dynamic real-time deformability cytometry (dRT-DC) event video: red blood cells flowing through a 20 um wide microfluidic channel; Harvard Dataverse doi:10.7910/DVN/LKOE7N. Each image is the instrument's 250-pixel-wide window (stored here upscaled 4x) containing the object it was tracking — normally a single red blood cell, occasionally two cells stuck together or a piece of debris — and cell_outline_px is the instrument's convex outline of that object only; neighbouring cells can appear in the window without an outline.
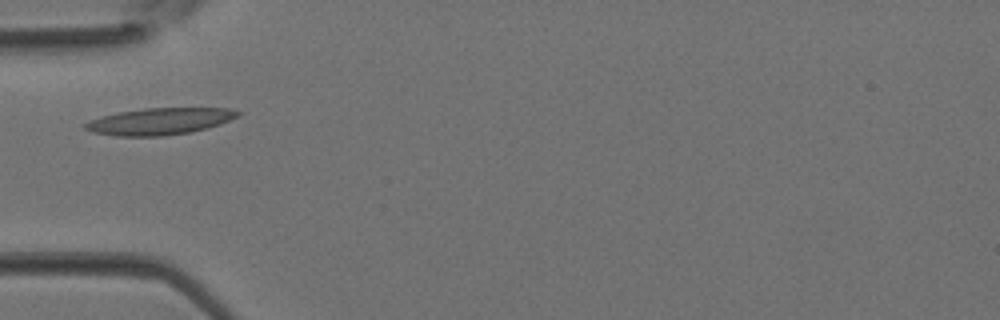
{"species": "Egyptian fruit bat (a non-hibernating species)", "species_latin": "Rousettus aegyptiacus", "temperature_condition": "room temperature", "stored_images_in_passage": 2, "camera_frame_rate_fps": 3000, "um_per_image_px": 0.085, "animal": {"sex": "female"}, "frame": {"image": 1, "passage_image": 2, "time_ms": 0.333, "image_size_px": [1000, 320], "cell_outline_px": [[240, 116], [220, 124], [208, 128], [188, 132], [164, 136], [116, 136], [92, 132], [84, 128], [84, 124], [92, 120], [104, 116], [120, 112], [144, 108], [228, 108], [240, 112]], "centroid_in_image_um": [13.61, 10.31], "position_along_channel_um": 71.4, "area_um2": 23.58}}